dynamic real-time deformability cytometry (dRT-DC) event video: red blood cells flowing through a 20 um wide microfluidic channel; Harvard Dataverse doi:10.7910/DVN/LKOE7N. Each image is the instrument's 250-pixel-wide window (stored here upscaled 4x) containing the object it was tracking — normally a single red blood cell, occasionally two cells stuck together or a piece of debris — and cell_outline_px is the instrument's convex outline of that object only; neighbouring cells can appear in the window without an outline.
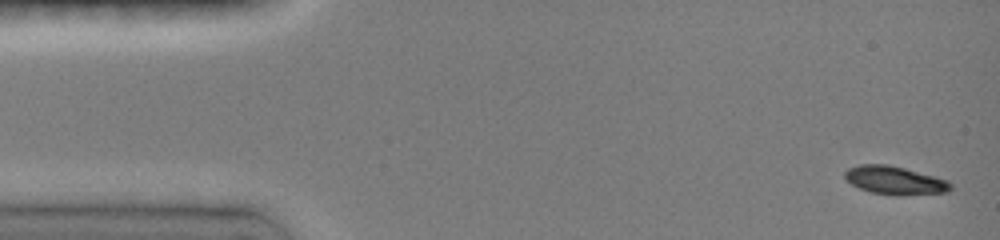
{"species": "common noctule bat (a hibernating species)", "species_latin": "Nyctalus noctula", "temperature_condition": "room temperature", "stored_images_in_passage": 11, "camera_frame_rate_fps": 3000, "um_per_image_px": 0.085, "animal": {"sex": "female", "body_mass_g": 19.0, "forearm_length_mm": 51.5}, "frame": {"image": 1, "passage_image": 1, "time_ms": 0.0, "image_size_px": [1000, 240], "cell_outline_px": [[952, 188], [948, 192], [896, 196], [872, 192], [860, 188], [852, 184], [844, 176], [844, 172], [848, 168], [860, 164], [888, 164], [904, 168], [948, 180], [952, 184]], "centroid_in_image_um": [76.07, 15.33], "position_along_channel_um": 8.9, "area_um2": 17.4}}
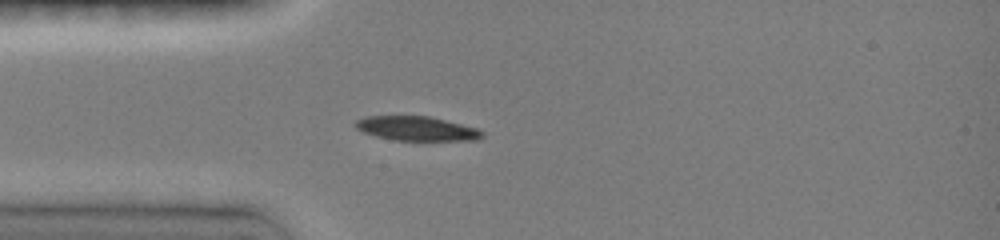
{"frame": {"image": 2, "passage_image": 7, "time_ms": 3.667, "image_size_px": [1000, 240], "cell_outline_px": [[484, 136], [476, 140], [396, 140], [376, 136], [364, 132], [356, 128], [352, 124], [356, 120], [368, 116], [428, 116], [480, 128], [484, 132]], "centroid_in_image_um": [35.45, 10.92], "position_along_channel_um": 49.6, "area_um2": 17.98}}
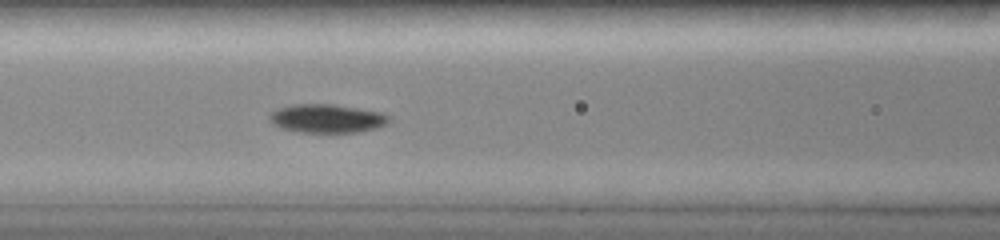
{"frame": {"image": 3, "passage_image": 11, "time_ms": 6.0, "image_size_px": [1000, 240], "cell_outline_px": [[388, 124], [376, 128], [356, 132], [300, 132], [284, 128], [272, 124], [268, 116], [276, 108], [292, 104], [332, 104], [384, 112], [388, 116]], "centroid_in_image_um": [27.78, 10.06], "position_along_channel_um": 138.8, "area_um2": 19.88}}